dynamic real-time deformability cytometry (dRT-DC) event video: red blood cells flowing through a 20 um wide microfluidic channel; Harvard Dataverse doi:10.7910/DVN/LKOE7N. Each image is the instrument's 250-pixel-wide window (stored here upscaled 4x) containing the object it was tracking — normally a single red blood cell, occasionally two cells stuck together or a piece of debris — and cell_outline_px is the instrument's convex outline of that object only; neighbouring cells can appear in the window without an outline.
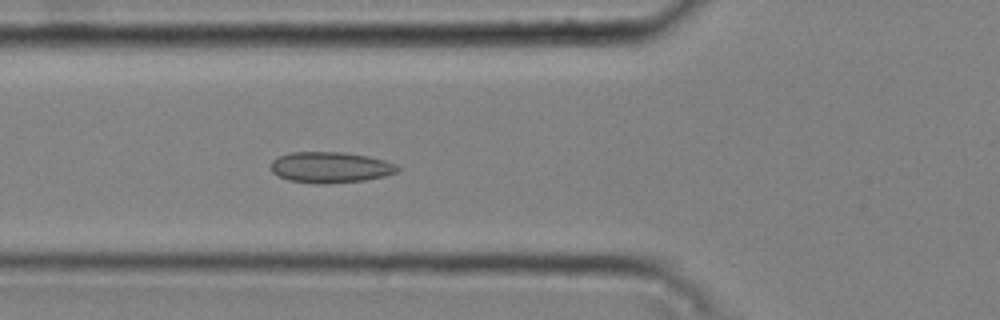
{"species": "common noctule bat (a hibernating species)", "species_latin": "Nyctalus noctula", "temperature_condition": "cold", "stored_images_in_passage": 46, "camera_frame_rate_fps": 3000, "um_per_image_px": 0.085, "animal": {"sex": "male", "body_mass_g": 20.4}, "frame": {"image": 1, "passage_image": 14, "time_ms": 4.333, "image_size_px": [1000, 320], "cell_outline_px": [[400, 168], [396, 172], [384, 176], [364, 180], [324, 184], [316, 184], [288, 180], [276, 176], [272, 172], [272, 160], [280, 156], [292, 152], [344, 152], [368, 156], [384, 160], [396, 164]], "centroid_in_image_um": [28.07, 14.23], "position_along_channel_um": 97.7, "area_um2": 22.83}}
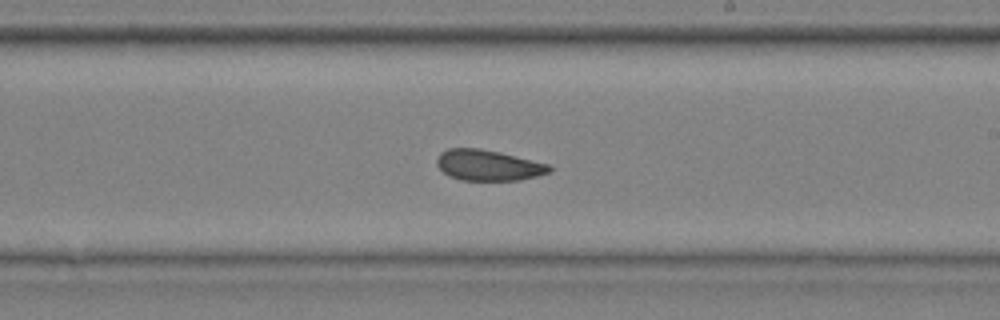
{"frame": {"image": 2, "passage_image": 26, "time_ms": 8.333, "image_size_px": [1000, 320], "cell_outline_px": [[552, 172], [520, 180], [460, 180], [448, 176], [436, 164], [436, 160], [440, 152], [448, 148], [480, 148], [500, 152], [548, 164], [552, 168]], "centroid_in_image_um": [41.48, 14.04], "position_along_channel_um": 247.5, "area_um2": 20.23}}
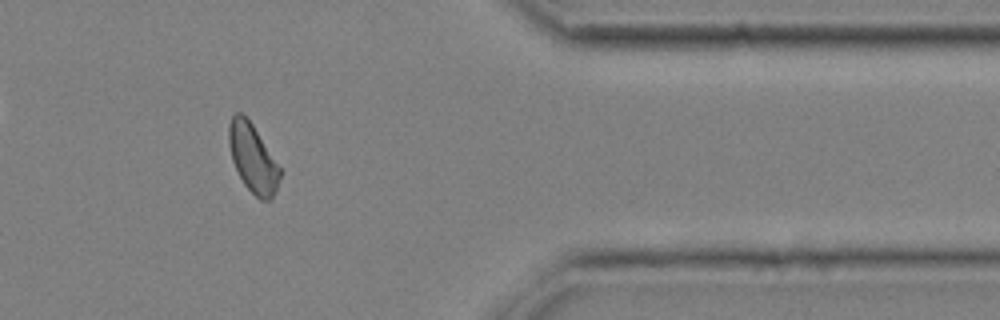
{"frame": {"image": 3, "passage_image": 39, "time_ms": 12.667, "image_size_px": [1000, 320], "cell_outline_px": [[280, 176], [272, 200], [260, 200], [244, 184], [232, 160], [228, 144], [228, 124], [232, 116], [236, 112], [240, 112], [252, 124], [280, 168]], "centroid_in_image_um": [21.46, 13.44], "position_along_channel_um": 389.9, "area_um2": 19.94}, "authors_computed_cell_mechanics": {"area_um2": 20.8369, "velocity_mm_per_s": 3.7405, "shape_relaxation_time_tau1_ms": null, "shape_relaxation_time_tau2_ms": 2.116, "deformation_change_tau1": null, "deformation_change_tau2": 0.0803}}